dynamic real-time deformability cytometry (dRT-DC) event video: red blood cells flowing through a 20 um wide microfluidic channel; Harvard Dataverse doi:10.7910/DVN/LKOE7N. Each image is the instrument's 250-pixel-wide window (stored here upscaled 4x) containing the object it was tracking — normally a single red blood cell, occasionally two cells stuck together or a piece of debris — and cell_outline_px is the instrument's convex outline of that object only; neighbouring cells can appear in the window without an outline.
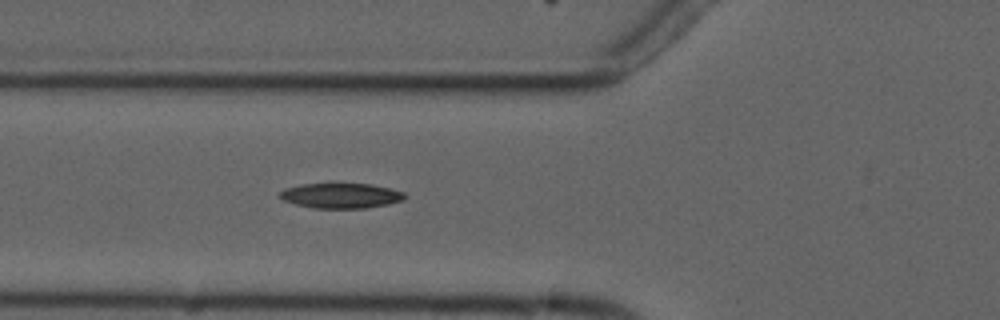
{"species": "common noctule bat (a hibernating species)", "species_latin": "Nyctalus noctula", "temperature_condition": "cold", "stored_images_in_passage": 6, "camera_frame_rate_fps": 3000, "um_per_image_px": 0.085, "animal": {"sex": "male", "forearm_length_mm": 52.5}, "frame": {"image": 1, "passage_image": 6, "time_ms": 6.667, "image_size_px": [1000, 320], "cell_outline_px": [[408, 196], [404, 200], [388, 204], [364, 208], [312, 208], [296, 204], [284, 200], [276, 196], [284, 188], [300, 184], [332, 180], [372, 184], [404, 192]], "centroid_in_image_um": [28.94, 16.57], "position_along_channel_um": 96.9, "area_um2": 19.36}}